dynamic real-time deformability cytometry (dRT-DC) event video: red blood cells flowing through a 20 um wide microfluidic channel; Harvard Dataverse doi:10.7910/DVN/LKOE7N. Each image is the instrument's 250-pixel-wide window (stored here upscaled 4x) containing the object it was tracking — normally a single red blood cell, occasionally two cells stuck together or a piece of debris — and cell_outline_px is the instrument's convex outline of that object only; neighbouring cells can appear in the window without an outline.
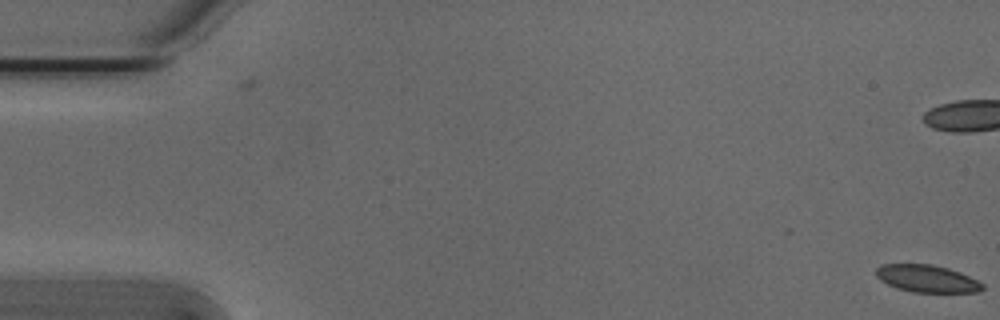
{"species": "Egyptian fruit bat (a non-hibernating species)", "species_latin": "Rousettus aegyptiacus", "temperature_condition": "cold", "stored_images_in_passage": 3, "camera_frame_rate_fps": 3000, "um_per_image_px": 0.085, "animal": {"sex": "male"}, "frame": {"image": 1, "passage_image": 3, "time_ms": 0.667, "image_size_px": [1000, 320], "cell_outline_px": [[984, 288], [980, 292], [912, 292], [896, 288], [880, 280], [876, 276], [876, 268], [880, 264], [932, 264], [948, 268], [960, 272], [984, 284]], "centroid_in_image_um": [78.78, 23.68], "position_along_channel_um": 6.2, "area_um2": 16.99}}